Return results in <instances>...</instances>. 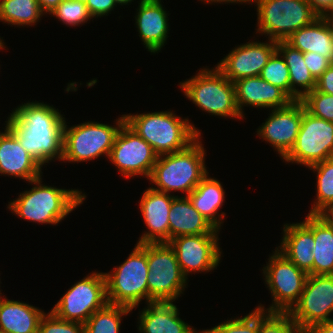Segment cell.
Returning <instances> with one entry per match:
<instances>
[{"label":"cell","mask_w":333,"mask_h":333,"mask_svg":"<svg viewBox=\"0 0 333 333\" xmlns=\"http://www.w3.org/2000/svg\"><path fill=\"white\" fill-rule=\"evenodd\" d=\"M8 116L5 127L42 167L62 160L66 121L58 108L44 102L29 101L19 105Z\"/></svg>","instance_id":"6da1fadb"},{"label":"cell","mask_w":333,"mask_h":333,"mask_svg":"<svg viewBox=\"0 0 333 333\" xmlns=\"http://www.w3.org/2000/svg\"><path fill=\"white\" fill-rule=\"evenodd\" d=\"M42 176L31 180L30 190L21 192L8 203L7 209L21 219L39 224L58 225L74 209L83 204L85 193L78 189H62L42 183ZM42 183V184H41Z\"/></svg>","instance_id":"7a4b0ae2"},{"label":"cell","mask_w":333,"mask_h":333,"mask_svg":"<svg viewBox=\"0 0 333 333\" xmlns=\"http://www.w3.org/2000/svg\"><path fill=\"white\" fill-rule=\"evenodd\" d=\"M124 117L125 124L143 138L158 156L182 151L201 135L188 117L184 119L171 110L129 113Z\"/></svg>","instance_id":"3957f363"},{"label":"cell","mask_w":333,"mask_h":333,"mask_svg":"<svg viewBox=\"0 0 333 333\" xmlns=\"http://www.w3.org/2000/svg\"><path fill=\"white\" fill-rule=\"evenodd\" d=\"M203 146L200 135L186 149L158 156L148 178L154 185L151 188L167 194L181 191L188 196L209 173Z\"/></svg>","instance_id":"277c9868"},{"label":"cell","mask_w":333,"mask_h":333,"mask_svg":"<svg viewBox=\"0 0 333 333\" xmlns=\"http://www.w3.org/2000/svg\"><path fill=\"white\" fill-rule=\"evenodd\" d=\"M179 86L184 96L202 111L225 118H245L237 107L234 83L216 66L199 69L194 77L180 82Z\"/></svg>","instance_id":"5b68a950"},{"label":"cell","mask_w":333,"mask_h":333,"mask_svg":"<svg viewBox=\"0 0 333 333\" xmlns=\"http://www.w3.org/2000/svg\"><path fill=\"white\" fill-rule=\"evenodd\" d=\"M147 243H136L127 259L115 266L111 272H104L109 304L121 305L132 310L142 300L149 303Z\"/></svg>","instance_id":"8992f818"},{"label":"cell","mask_w":333,"mask_h":333,"mask_svg":"<svg viewBox=\"0 0 333 333\" xmlns=\"http://www.w3.org/2000/svg\"><path fill=\"white\" fill-rule=\"evenodd\" d=\"M250 3L257 7L256 34L276 42L286 41L295 31L320 17L307 0H250Z\"/></svg>","instance_id":"52a82bcc"},{"label":"cell","mask_w":333,"mask_h":333,"mask_svg":"<svg viewBox=\"0 0 333 333\" xmlns=\"http://www.w3.org/2000/svg\"><path fill=\"white\" fill-rule=\"evenodd\" d=\"M115 125L88 121L69 127L65 122L63 130V162H87L106 155L109 158L119 129L125 123L122 115Z\"/></svg>","instance_id":"ba28073f"},{"label":"cell","mask_w":333,"mask_h":333,"mask_svg":"<svg viewBox=\"0 0 333 333\" xmlns=\"http://www.w3.org/2000/svg\"><path fill=\"white\" fill-rule=\"evenodd\" d=\"M147 266L149 303L178 300L188 283L169 243H147Z\"/></svg>","instance_id":"9c48e42d"},{"label":"cell","mask_w":333,"mask_h":333,"mask_svg":"<svg viewBox=\"0 0 333 333\" xmlns=\"http://www.w3.org/2000/svg\"><path fill=\"white\" fill-rule=\"evenodd\" d=\"M262 271L273 302L269 308H265L261 303L256 308L268 312L288 313L299 301L308 274L276 248L272 255H269L268 263Z\"/></svg>","instance_id":"30bf717a"},{"label":"cell","mask_w":333,"mask_h":333,"mask_svg":"<svg viewBox=\"0 0 333 333\" xmlns=\"http://www.w3.org/2000/svg\"><path fill=\"white\" fill-rule=\"evenodd\" d=\"M108 304L104 272H92L73 284L50 310L58 318L84 324Z\"/></svg>","instance_id":"8fae6325"},{"label":"cell","mask_w":333,"mask_h":333,"mask_svg":"<svg viewBox=\"0 0 333 333\" xmlns=\"http://www.w3.org/2000/svg\"><path fill=\"white\" fill-rule=\"evenodd\" d=\"M333 158V122L315 117L303 104V118L294 147L282 159L309 167Z\"/></svg>","instance_id":"7c38bea8"},{"label":"cell","mask_w":333,"mask_h":333,"mask_svg":"<svg viewBox=\"0 0 333 333\" xmlns=\"http://www.w3.org/2000/svg\"><path fill=\"white\" fill-rule=\"evenodd\" d=\"M333 275L308 274L299 301L288 312L293 322L307 333L315 325L333 319Z\"/></svg>","instance_id":"4fadbf2b"},{"label":"cell","mask_w":333,"mask_h":333,"mask_svg":"<svg viewBox=\"0 0 333 333\" xmlns=\"http://www.w3.org/2000/svg\"><path fill=\"white\" fill-rule=\"evenodd\" d=\"M157 158L153 148L124 123L108 159L117 167L120 176L129 179L139 175L148 179Z\"/></svg>","instance_id":"5bb4252c"},{"label":"cell","mask_w":333,"mask_h":333,"mask_svg":"<svg viewBox=\"0 0 333 333\" xmlns=\"http://www.w3.org/2000/svg\"><path fill=\"white\" fill-rule=\"evenodd\" d=\"M218 236L219 234L178 236L168 242L187 279L192 272L208 273L217 269L222 257Z\"/></svg>","instance_id":"9a60e30c"},{"label":"cell","mask_w":333,"mask_h":333,"mask_svg":"<svg viewBox=\"0 0 333 333\" xmlns=\"http://www.w3.org/2000/svg\"><path fill=\"white\" fill-rule=\"evenodd\" d=\"M303 118V102L292 101L282 108L271 109L257 136L265 140L283 159L294 147Z\"/></svg>","instance_id":"2e32d148"},{"label":"cell","mask_w":333,"mask_h":333,"mask_svg":"<svg viewBox=\"0 0 333 333\" xmlns=\"http://www.w3.org/2000/svg\"><path fill=\"white\" fill-rule=\"evenodd\" d=\"M277 50V42L269 39L268 42L249 41L232 49L216 67L230 81L252 76H260L262 68Z\"/></svg>","instance_id":"e0dca14e"},{"label":"cell","mask_w":333,"mask_h":333,"mask_svg":"<svg viewBox=\"0 0 333 333\" xmlns=\"http://www.w3.org/2000/svg\"><path fill=\"white\" fill-rule=\"evenodd\" d=\"M176 196L147 188L140 199L139 208L147 231L141 235L138 244L169 242V212Z\"/></svg>","instance_id":"ac0fdd59"},{"label":"cell","mask_w":333,"mask_h":333,"mask_svg":"<svg viewBox=\"0 0 333 333\" xmlns=\"http://www.w3.org/2000/svg\"><path fill=\"white\" fill-rule=\"evenodd\" d=\"M135 25L139 37L147 51L156 54L161 51L169 37V13L163 7L161 1H138Z\"/></svg>","instance_id":"d6986e66"},{"label":"cell","mask_w":333,"mask_h":333,"mask_svg":"<svg viewBox=\"0 0 333 333\" xmlns=\"http://www.w3.org/2000/svg\"><path fill=\"white\" fill-rule=\"evenodd\" d=\"M234 86L237 107L243 117L244 106L271 110L286 107L293 101L282 89L260 76L238 79Z\"/></svg>","instance_id":"ffe728a7"},{"label":"cell","mask_w":333,"mask_h":333,"mask_svg":"<svg viewBox=\"0 0 333 333\" xmlns=\"http://www.w3.org/2000/svg\"><path fill=\"white\" fill-rule=\"evenodd\" d=\"M303 222L286 223L280 246L276 249L289 261L307 274L313 275L314 238L312 233V214H307Z\"/></svg>","instance_id":"44dd1931"},{"label":"cell","mask_w":333,"mask_h":333,"mask_svg":"<svg viewBox=\"0 0 333 333\" xmlns=\"http://www.w3.org/2000/svg\"><path fill=\"white\" fill-rule=\"evenodd\" d=\"M0 131V174L30 182L42 176V166L6 128Z\"/></svg>","instance_id":"7402d4cb"},{"label":"cell","mask_w":333,"mask_h":333,"mask_svg":"<svg viewBox=\"0 0 333 333\" xmlns=\"http://www.w3.org/2000/svg\"><path fill=\"white\" fill-rule=\"evenodd\" d=\"M139 312L140 333H202L179 317L173 302H150Z\"/></svg>","instance_id":"603a6c76"},{"label":"cell","mask_w":333,"mask_h":333,"mask_svg":"<svg viewBox=\"0 0 333 333\" xmlns=\"http://www.w3.org/2000/svg\"><path fill=\"white\" fill-rule=\"evenodd\" d=\"M168 220L169 241L178 236L219 234L220 232L198 212L187 196L177 195L172 200Z\"/></svg>","instance_id":"cb8c5ba5"},{"label":"cell","mask_w":333,"mask_h":333,"mask_svg":"<svg viewBox=\"0 0 333 333\" xmlns=\"http://www.w3.org/2000/svg\"><path fill=\"white\" fill-rule=\"evenodd\" d=\"M45 313L42 308L3 296L0 298V330L5 333H37Z\"/></svg>","instance_id":"d4e9b609"},{"label":"cell","mask_w":333,"mask_h":333,"mask_svg":"<svg viewBox=\"0 0 333 333\" xmlns=\"http://www.w3.org/2000/svg\"><path fill=\"white\" fill-rule=\"evenodd\" d=\"M187 197L201 215L217 230L221 229L226 213L219 211L225 202V190L218 179L208 173Z\"/></svg>","instance_id":"484cf974"},{"label":"cell","mask_w":333,"mask_h":333,"mask_svg":"<svg viewBox=\"0 0 333 333\" xmlns=\"http://www.w3.org/2000/svg\"><path fill=\"white\" fill-rule=\"evenodd\" d=\"M286 42L301 52H316L333 63V34L324 17L295 31Z\"/></svg>","instance_id":"4316f807"},{"label":"cell","mask_w":333,"mask_h":333,"mask_svg":"<svg viewBox=\"0 0 333 333\" xmlns=\"http://www.w3.org/2000/svg\"><path fill=\"white\" fill-rule=\"evenodd\" d=\"M277 51L284 58L289 70L291 99L301 100L316 87V79L305 64L304 53L293 48L286 41L277 42Z\"/></svg>","instance_id":"83f0119b"},{"label":"cell","mask_w":333,"mask_h":333,"mask_svg":"<svg viewBox=\"0 0 333 333\" xmlns=\"http://www.w3.org/2000/svg\"><path fill=\"white\" fill-rule=\"evenodd\" d=\"M313 275H333V224L323 214H312Z\"/></svg>","instance_id":"f1b7e54d"},{"label":"cell","mask_w":333,"mask_h":333,"mask_svg":"<svg viewBox=\"0 0 333 333\" xmlns=\"http://www.w3.org/2000/svg\"><path fill=\"white\" fill-rule=\"evenodd\" d=\"M43 15L37 0H0V22L8 25H36Z\"/></svg>","instance_id":"f546056e"},{"label":"cell","mask_w":333,"mask_h":333,"mask_svg":"<svg viewBox=\"0 0 333 333\" xmlns=\"http://www.w3.org/2000/svg\"><path fill=\"white\" fill-rule=\"evenodd\" d=\"M308 168L317 174L316 198L308 214H323L333 205V158Z\"/></svg>","instance_id":"4dcf8cb0"},{"label":"cell","mask_w":333,"mask_h":333,"mask_svg":"<svg viewBox=\"0 0 333 333\" xmlns=\"http://www.w3.org/2000/svg\"><path fill=\"white\" fill-rule=\"evenodd\" d=\"M130 312L131 308L108 303L95 311L84 323V333H120L122 317Z\"/></svg>","instance_id":"1f68e13d"},{"label":"cell","mask_w":333,"mask_h":333,"mask_svg":"<svg viewBox=\"0 0 333 333\" xmlns=\"http://www.w3.org/2000/svg\"><path fill=\"white\" fill-rule=\"evenodd\" d=\"M260 77L282 89L291 98L289 70L282 55L276 50L262 68Z\"/></svg>","instance_id":"d6a6232c"},{"label":"cell","mask_w":333,"mask_h":333,"mask_svg":"<svg viewBox=\"0 0 333 333\" xmlns=\"http://www.w3.org/2000/svg\"><path fill=\"white\" fill-rule=\"evenodd\" d=\"M50 15L69 27H79L93 19L85 3L72 0H63Z\"/></svg>","instance_id":"836d02e7"},{"label":"cell","mask_w":333,"mask_h":333,"mask_svg":"<svg viewBox=\"0 0 333 333\" xmlns=\"http://www.w3.org/2000/svg\"><path fill=\"white\" fill-rule=\"evenodd\" d=\"M258 333H304L288 313L268 312L259 309Z\"/></svg>","instance_id":"e575fe53"},{"label":"cell","mask_w":333,"mask_h":333,"mask_svg":"<svg viewBox=\"0 0 333 333\" xmlns=\"http://www.w3.org/2000/svg\"><path fill=\"white\" fill-rule=\"evenodd\" d=\"M259 308L251 310L244 317L227 319L215 327L202 330V333H258Z\"/></svg>","instance_id":"d590c367"},{"label":"cell","mask_w":333,"mask_h":333,"mask_svg":"<svg viewBox=\"0 0 333 333\" xmlns=\"http://www.w3.org/2000/svg\"><path fill=\"white\" fill-rule=\"evenodd\" d=\"M301 101L306 110L315 117L333 122V95L314 89L308 92Z\"/></svg>","instance_id":"8d00e7d4"},{"label":"cell","mask_w":333,"mask_h":333,"mask_svg":"<svg viewBox=\"0 0 333 333\" xmlns=\"http://www.w3.org/2000/svg\"><path fill=\"white\" fill-rule=\"evenodd\" d=\"M37 333H84V324L60 319L50 311L41 318Z\"/></svg>","instance_id":"74e56055"},{"label":"cell","mask_w":333,"mask_h":333,"mask_svg":"<svg viewBox=\"0 0 333 333\" xmlns=\"http://www.w3.org/2000/svg\"><path fill=\"white\" fill-rule=\"evenodd\" d=\"M304 61L315 79H318L332 64L329 59L316 52H305Z\"/></svg>","instance_id":"f35d334b"},{"label":"cell","mask_w":333,"mask_h":333,"mask_svg":"<svg viewBox=\"0 0 333 333\" xmlns=\"http://www.w3.org/2000/svg\"><path fill=\"white\" fill-rule=\"evenodd\" d=\"M86 7L92 18L108 16L117 7L115 0H86Z\"/></svg>","instance_id":"ab89813d"},{"label":"cell","mask_w":333,"mask_h":333,"mask_svg":"<svg viewBox=\"0 0 333 333\" xmlns=\"http://www.w3.org/2000/svg\"><path fill=\"white\" fill-rule=\"evenodd\" d=\"M315 89L333 95V63L316 79Z\"/></svg>","instance_id":"60d3db41"},{"label":"cell","mask_w":333,"mask_h":333,"mask_svg":"<svg viewBox=\"0 0 333 333\" xmlns=\"http://www.w3.org/2000/svg\"><path fill=\"white\" fill-rule=\"evenodd\" d=\"M313 10L320 16L333 12V0H307Z\"/></svg>","instance_id":"b9f144b4"},{"label":"cell","mask_w":333,"mask_h":333,"mask_svg":"<svg viewBox=\"0 0 333 333\" xmlns=\"http://www.w3.org/2000/svg\"><path fill=\"white\" fill-rule=\"evenodd\" d=\"M41 11L44 14H49L63 1V0H37Z\"/></svg>","instance_id":"7bdbcfd3"},{"label":"cell","mask_w":333,"mask_h":333,"mask_svg":"<svg viewBox=\"0 0 333 333\" xmlns=\"http://www.w3.org/2000/svg\"><path fill=\"white\" fill-rule=\"evenodd\" d=\"M307 333H333V319L315 325Z\"/></svg>","instance_id":"ee69618b"},{"label":"cell","mask_w":333,"mask_h":333,"mask_svg":"<svg viewBox=\"0 0 333 333\" xmlns=\"http://www.w3.org/2000/svg\"><path fill=\"white\" fill-rule=\"evenodd\" d=\"M200 1H201V2H204V3H206V4H212V3H214V4H215V3H218V4H219V3H220V4H221V3H222V4H223V3H225V4H226V3H227V4H228V3H229V4H230V3H234V4H235V3H236V4H238V3H239V4L248 3V4H249V3H250V0H200Z\"/></svg>","instance_id":"f6af8a7d"},{"label":"cell","mask_w":333,"mask_h":333,"mask_svg":"<svg viewBox=\"0 0 333 333\" xmlns=\"http://www.w3.org/2000/svg\"><path fill=\"white\" fill-rule=\"evenodd\" d=\"M323 17L326 19L328 25L331 28L332 34H333V12L328 13V14L324 15Z\"/></svg>","instance_id":"bcb514c9"},{"label":"cell","mask_w":333,"mask_h":333,"mask_svg":"<svg viewBox=\"0 0 333 333\" xmlns=\"http://www.w3.org/2000/svg\"><path fill=\"white\" fill-rule=\"evenodd\" d=\"M323 215L333 224V205Z\"/></svg>","instance_id":"7dc6e473"},{"label":"cell","mask_w":333,"mask_h":333,"mask_svg":"<svg viewBox=\"0 0 333 333\" xmlns=\"http://www.w3.org/2000/svg\"><path fill=\"white\" fill-rule=\"evenodd\" d=\"M115 1H116V3L118 5L123 6V5H129V4H131V2H133L134 0H115Z\"/></svg>","instance_id":"c3c4849f"},{"label":"cell","mask_w":333,"mask_h":333,"mask_svg":"<svg viewBox=\"0 0 333 333\" xmlns=\"http://www.w3.org/2000/svg\"><path fill=\"white\" fill-rule=\"evenodd\" d=\"M4 40H3V38L1 39V37H0V50L2 49H4L5 48V50H6V44L3 42Z\"/></svg>","instance_id":"681fc988"},{"label":"cell","mask_w":333,"mask_h":333,"mask_svg":"<svg viewBox=\"0 0 333 333\" xmlns=\"http://www.w3.org/2000/svg\"><path fill=\"white\" fill-rule=\"evenodd\" d=\"M72 1H78V2H82V3H86V0H72Z\"/></svg>","instance_id":"f907efd6"}]
</instances>
